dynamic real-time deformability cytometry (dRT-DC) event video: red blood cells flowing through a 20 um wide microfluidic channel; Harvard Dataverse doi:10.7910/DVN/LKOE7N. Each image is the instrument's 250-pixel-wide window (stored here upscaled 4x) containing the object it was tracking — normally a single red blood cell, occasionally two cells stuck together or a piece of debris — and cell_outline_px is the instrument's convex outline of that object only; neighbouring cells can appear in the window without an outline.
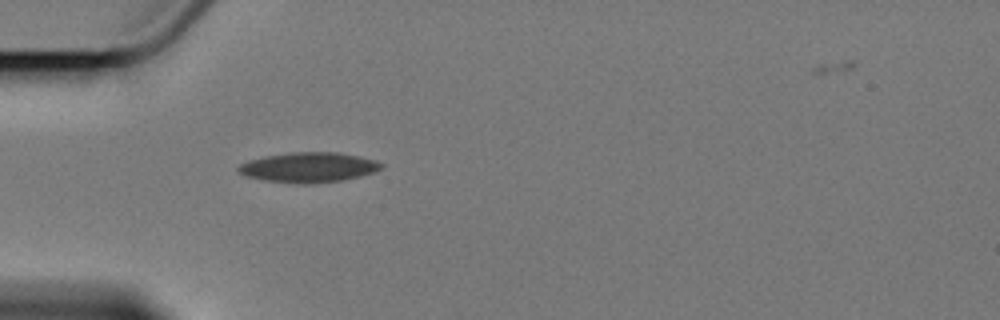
{"species": "Egyptian fruit bat (a non-hibernating species)", "species_latin": "Rousettus aegyptiacus", "temperature_condition": "cold", "stored_images_in_passage": 2, "camera_frame_rate_fps": 3000, "um_per_image_px": 0.085, "animal": {"sex": "female"}, "frame": {"image": 1, "passage_image": 1, "time_ms": 0.0, "image_size_px": [1000, 320], "cell_outline_px": [[384, 164], [380, 168], [372, 172], [360, 176], [340, 180], [308, 184], [300, 184], [264, 180], [248, 176], [240, 172], [236, 168], [240, 164], [248, 160], [264, 156], [292, 152], [336, 152], [376, 160]], "centroid_in_image_um": [26.2, 14.22], "position_along_channel_um": 58.8, "area_um2": 24.68}}